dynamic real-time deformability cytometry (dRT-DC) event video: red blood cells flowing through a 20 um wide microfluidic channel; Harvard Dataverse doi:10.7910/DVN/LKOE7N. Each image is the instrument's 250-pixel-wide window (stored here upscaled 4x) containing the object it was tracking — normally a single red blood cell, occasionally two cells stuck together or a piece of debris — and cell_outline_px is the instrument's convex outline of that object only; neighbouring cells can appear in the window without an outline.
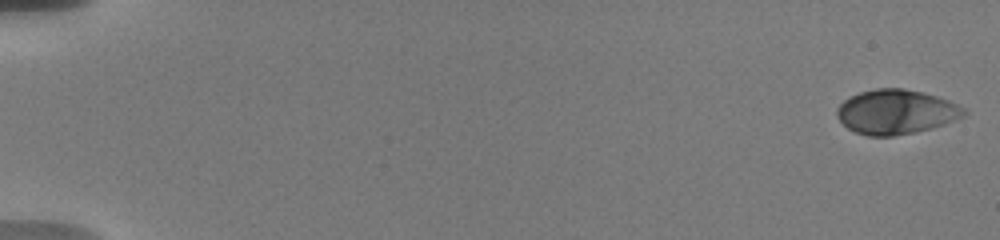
{"species": "human", "species_latin": "Homo sapiens", "temperature_condition": "warm", "stored_images_in_passage": 26, "camera_frame_rate_fps": 3000, "um_per_image_px": 0.085, "donor": {"sex": "male"}, "frame": {"image": 1, "passage_image": 1, "time_ms": 0.0, "image_size_px": [1000, 240], "cell_outline_px": [[968, 112], [964, 116], [944, 124], [932, 128], [892, 136], [868, 136], [856, 132], [848, 128], [836, 116], [836, 108], [848, 96], [860, 92], [876, 88], [904, 88], [936, 96], [948, 100], [964, 108]], "centroid_in_image_um": [76.14, 9.5], "position_along_channel_um": 8.9, "area_um2": 32.83}}
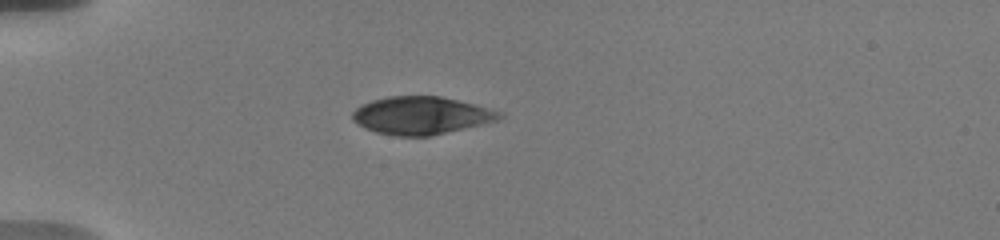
{"frame": {"image": 2, "passage_image": 20, "time_ms": 5.333, "image_size_px": [1000, 240], "cell_outline_px": [[504, 116], [496, 120], [480, 124], [428, 136], [396, 136], [376, 132], [364, 128], [356, 124], [352, 120], [352, 112], [360, 104], [372, 100], [388, 96], [440, 96], [504, 112]], "centroid_in_image_um": [35.73, 9.81], "position_along_channel_um": 49.3, "area_um2": 32.08}}